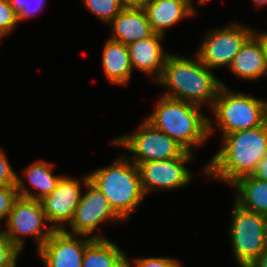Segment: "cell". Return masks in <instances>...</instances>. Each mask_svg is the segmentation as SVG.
I'll return each instance as SVG.
<instances>
[{
	"label": "cell",
	"instance_id": "30",
	"mask_svg": "<svg viewBox=\"0 0 267 267\" xmlns=\"http://www.w3.org/2000/svg\"><path fill=\"white\" fill-rule=\"evenodd\" d=\"M254 34L260 39L261 41V47L264 54V63L267 70V32L264 33H256L254 31Z\"/></svg>",
	"mask_w": 267,
	"mask_h": 267
},
{
	"label": "cell",
	"instance_id": "26",
	"mask_svg": "<svg viewBox=\"0 0 267 267\" xmlns=\"http://www.w3.org/2000/svg\"><path fill=\"white\" fill-rule=\"evenodd\" d=\"M18 197L16 186H0V219H7Z\"/></svg>",
	"mask_w": 267,
	"mask_h": 267
},
{
	"label": "cell",
	"instance_id": "12",
	"mask_svg": "<svg viewBox=\"0 0 267 267\" xmlns=\"http://www.w3.org/2000/svg\"><path fill=\"white\" fill-rule=\"evenodd\" d=\"M76 237L66 229L54 230L37 254L46 267H82L86 245L92 239L104 237L97 234L82 240Z\"/></svg>",
	"mask_w": 267,
	"mask_h": 267
},
{
	"label": "cell",
	"instance_id": "14",
	"mask_svg": "<svg viewBox=\"0 0 267 267\" xmlns=\"http://www.w3.org/2000/svg\"><path fill=\"white\" fill-rule=\"evenodd\" d=\"M163 37L164 35L154 33L150 37L127 45L132 70L136 68L150 76L156 74L155 82L161 77L165 60L169 55L160 44Z\"/></svg>",
	"mask_w": 267,
	"mask_h": 267
},
{
	"label": "cell",
	"instance_id": "16",
	"mask_svg": "<svg viewBox=\"0 0 267 267\" xmlns=\"http://www.w3.org/2000/svg\"><path fill=\"white\" fill-rule=\"evenodd\" d=\"M154 33L164 35L165 28L196 14L185 0H146L141 4Z\"/></svg>",
	"mask_w": 267,
	"mask_h": 267
},
{
	"label": "cell",
	"instance_id": "6",
	"mask_svg": "<svg viewBox=\"0 0 267 267\" xmlns=\"http://www.w3.org/2000/svg\"><path fill=\"white\" fill-rule=\"evenodd\" d=\"M233 206L229 235L234 257L240 267H249L267 245V217L236 202Z\"/></svg>",
	"mask_w": 267,
	"mask_h": 267
},
{
	"label": "cell",
	"instance_id": "10",
	"mask_svg": "<svg viewBox=\"0 0 267 267\" xmlns=\"http://www.w3.org/2000/svg\"><path fill=\"white\" fill-rule=\"evenodd\" d=\"M186 151L181 157L142 162L138 165L144 195L156 190L184 187L192 178L185 164L193 159Z\"/></svg>",
	"mask_w": 267,
	"mask_h": 267
},
{
	"label": "cell",
	"instance_id": "33",
	"mask_svg": "<svg viewBox=\"0 0 267 267\" xmlns=\"http://www.w3.org/2000/svg\"><path fill=\"white\" fill-rule=\"evenodd\" d=\"M256 4L257 7H263L267 5V0H252Z\"/></svg>",
	"mask_w": 267,
	"mask_h": 267
},
{
	"label": "cell",
	"instance_id": "8",
	"mask_svg": "<svg viewBox=\"0 0 267 267\" xmlns=\"http://www.w3.org/2000/svg\"><path fill=\"white\" fill-rule=\"evenodd\" d=\"M5 220L7 229L3 232L20 251L24 248L22 236H34L38 251L54 231L51 226L46 225L41 201L35 199L19 196ZM43 226H46L47 230L44 231Z\"/></svg>",
	"mask_w": 267,
	"mask_h": 267
},
{
	"label": "cell",
	"instance_id": "18",
	"mask_svg": "<svg viewBox=\"0 0 267 267\" xmlns=\"http://www.w3.org/2000/svg\"><path fill=\"white\" fill-rule=\"evenodd\" d=\"M102 58L107 79L115 85H127L133 71L127 45L109 38Z\"/></svg>",
	"mask_w": 267,
	"mask_h": 267
},
{
	"label": "cell",
	"instance_id": "24",
	"mask_svg": "<svg viewBox=\"0 0 267 267\" xmlns=\"http://www.w3.org/2000/svg\"><path fill=\"white\" fill-rule=\"evenodd\" d=\"M20 252L2 230L0 232V267H16Z\"/></svg>",
	"mask_w": 267,
	"mask_h": 267
},
{
	"label": "cell",
	"instance_id": "22",
	"mask_svg": "<svg viewBox=\"0 0 267 267\" xmlns=\"http://www.w3.org/2000/svg\"><path fill=\"white\" fill-rule=\"evenodd\" d=\"M90 10L105 23H110L127 5L122 0H82Z\"/></svg>",
	"mask_w": 267,
	"mask_h": 267
},
{
	"label": "cell",
	"instance_id": "5",
	"mask_svg": "<svg viewBox=\"0 0 267 267\" xmlns=\"http://www.w3.org/2000/svg\"><path fill=\"white\" fill-rule=\"evenodd\" d=\"M212 111L223 136L239 130L264 125L267 122V102L222 87L214 101Z\"/></svg>",
	"mask_w": 267,
	"mask_h": 267
},
{
	"label": "cell",
	"instance_id": "7",
	"mask_svg": "<svg viewBox=\"0 0 267 267\" xmlns=\"http://www.w3.org/2000/svg\"><path fill=\"white\" fill-rule=\"evenodd\" d=\"M138 131L120 136L113 140L118 145L132 152L133 163L165 160L181 157L187 150L164 132L145 120Z\"/></svg>",
	"mask_w": 267,
	"mask_h": 267
},
{
	"label": "cell",
	"instance_id": "20",
	"mask_svg": "<svg viewBox=\"0 0 267 267\" xmlns=\"http://www.w3.org/2000/svg\"><path fill=\"white\" fill-rule=\"evenodd\" d=\"M237 190L235 202L242 208L267 217V182L251 175L238 178L231 184Z\"/></svg>",
	"mask_w": 267,
	"mask_h": 267
},
{
	"label": "cell",
	"instance_id": "32",
	"mask_svg": "<svg viewBox=\"0 0 267 267\" xmlns=\"http://www.w3.org/2000/svg\"><path fill=\"white\" fill-rule=\"evenodd\" d=\"M126 5H141L146 0H122Z\"/></svg>",
	"mask_w": 267,
	"mask_h": 267
},
{
	"label": "cell",
	"instance_id": "21",
	"mask_svg": "<svg viewBox=\"0 0 267 267\" xmlns=\"http://www.w3.org/2000/svg\"><path fill=\"white\" fill-rule=\"evenodd\" d=\"M123 251L107 238L92 239L85 248L82 267H128Z\"/></svg>",
	"mask_w": 267,
	"mask_h": 267
},
{
	"label": "cell",
	"instance_id": "1",
	"mask_svg": "<svg viewBox=\"0 0 267 267\" xmlns=\"http://www.w3.org/2000/svg\"><path fill=\"white\" fill-rule=\"evenodd\" d=\"M222 137L223 146L203 171L231 185L238 178L251 175L267 154V122Z\"/></svg>",
	"mask_w": 267,
	"mask_h": 267
},
{
	"label": "cell",
	"instance_id": "2",
	"mask_svg": "<svg viewBox=\"0 0 267 267\" xmlns=\"http://www.w3.org/2000/svg\"><path fill=\"white\" fill-rule=\"evenodd\" d=\"M168 87L163 96L190 102L199 106L208 102L213 107L222 87L220 81L196 55L195 59L169 54L165 60L163 73L156 81Z\"/></svg>",
	"mask_w": 267,
	"mask_h": 267
},
{
	"label": "cell",
	"instance_id": "3",
	"mask_svg": "<svg viewBox=\"0 0 267 267\" xmlns=\"http://www.w3.org/2000/svg\"><path fill=\"white\" fill-rule=\"evenodd\" d=\"M199 105L162 96L147 121L177 141L187 151L202 145L213 131Z\"/></svg>",
	"mask_w": 267,
	"mask_h": 267
},
{
	"label": "cell",
	"instance_id": "11",
	"mask_svg": "<svg viewBox=\"0 0 267 267\" xmlns=\"http://www.w3.org/2000/svg\"><path fill=\"white\" fill-rule=\"evenodd\" d=\"M82 179L89 191L81 196L80 203L70 222L73 231L70 234L74 233L79 237L80 235L88 236L94 232L100 223H106L110 219L114 222L123 221L114 212L104 194L89 181V175H85Z\"/></svg>",
	"mask_w": 267,
	"mask_h": 267
},
{
	"label": "cell",
	"instance_id": "13",
	"mask_svg": "<svg viewBox=\"0 0 267 267\" xmlns=\"http://www.w3.org/2000/svg\"><path fill=\"white\" fill-rule=\"evenodd\" d=\"M80 181L62 177L57 187L41 200L46 221L53 230H64V224L72 221L81 199ZM64 223V224H63Z\"/></svg>",
	"mask_w": 267,
	"mask_h": 267
},
{
	"label": "cell",
	"instance_id": "4",
	"mask_svg": "<svg viewBox=\"0 0 267 267\" xmlns=\"http://www.w3.org/2000/svg\"><path fill=\"white\" fill-rule=\"evenodd\" d=\"M88 175L89 181L104 194L123 221L128 220L145 196L139 168L128 158L120 157L111 166L94 170Z\"/></svg>",
	"mask_w": 267,
	"mask_h": 267
},
{
	"label": "cell",
	"instance_id": "27",
	"mask_svg": "<svg viewBox=\"0 0 267 267\" xmlns=\"http://www.w3.org/2000/svg\"><path fill=\"white\" fill-rule=\"evenodd\" d=\"M134 261L136 267H181L180 262L166 257L136 258ZM130 264V261H128V267H131Z\"/></svg>",
	"mask_w": 267,
	"mask_h": 267
},
{
	"label": "cell",
	"instance_id": "34",
	"mask_svg": "<svg viewBox=\"0 0 267 267\" xmlns=\"http://www.w3.org/2000/svg\"><path fill=\"white\" fill-rule=\"evenodd\" d=\"M187 2V4L195 11V9L192 6L191 0H185Z\"/></svg>",
	"mask_w": 267,
	"mask_h": 267
},
{
	"label": "cell",
	"instance_id": "9",
	"mask_svg": "<svg viewBox=\"0 0 267 267\" xmlns=\"http://www.w3.org/2000/svg\"><path fill=\"white\" fill-rule=\"evenodd\" d=\"M254 31L237 22L210 31L196 55L209 69L228 66Z\"/></svg>",
	"mask_w": 267,
	"mask_h": 267
},
{
	"label": "cell",
	"instance_id": "25",
	"mask_svg": "<svg viewBox=\"0 0 267 267\" xmlns=\"http://www.w3.org/2000/svg\"><path fill=\"white\" fill-rule=\"evenodd\" d=\"M44 1L45 0H10V3L14 11L18 14V20L20 22L23 19L30 18L34 13L37 14L38 11H41L44 6Z\"/></svg>",
	"mask_w": 267,
	"mask_h": 267
},
{
	"label": "cell",
	"instance_id": "15",
	"mask_svg": "<svg viewBox=\"0 0 267 267\" xmlns=\"http://www.w3.org/2000/svg\"><path fill=\"white\" fill-rule=\"evenodd\" d=\"M109 24L114 34L110 39L125 45L154 34L141 5H127Z\"/></svg>",
	"mask_w": 267,
	"mask_h": 267
},
{
	"label": "cell",
	"instance_id": "17",
	"mask_svg": "<svg viewBox=\"0 0 267 267\" xmlns=\"http://www.w3.org/2000/svg\"><path fill=\"white\" fill-rule=\"evenodd\" d=\"M238 78L254 80L267 73L260 39L253 33L243 44L229 67Z\"/></svg>",
	"mask_w": 267,
	"mask_h": 267
},
{
	"label": "cell",
	"instance_id": "31",
	"mask_svg": "<svg viewBox=\"0 0 267 267\" xmlns=\"http://www.w3.org/2000/svg\"><path fill=\"white\" fill-rule=\"evenodd\" d=\"M249 267H267V245L261 255Z\"/></svg>",
	"mask_w": 267,
	"mask_h": 267
},
{
	"label": "cell",
	"instance_id": "29",
	"mask_svg": "<svg viewBox=\"0 0 267 267\" xmlns=\"http://www.w3.org/2000/svg\"><path fill=\"white\" fill-rule=\"evenodd\" d=\"M252 175L267 182V154L259 161L257 168Z\"/></svg>",
	"mask_w": 267,
	"mask_h": 267
},
{
	"label": "cell",
	"instance_id": "28",
	"mask_svg": "<svg viewBox=\"0 0 267 267\" xmlns=\"http://www.w3.org/2000/svg\"><path fill=\"white\" fill-rule=\"evenodd\" d=\"M17 174L13 171L3 150L0 149V186H16Z\"/></svg>",
	"mask_w": 267,
	"mask_h": 267
},
{
	"label": "cell",
	"instance_id": "19",
	"mask_svg": "<svg viewBox=\"0 0 267 267\" xmlns=\"http://www.w3.org/2000/svg\"><path fill=\"white\" fill-rule=\"evenodd\" d=\"M52 164L46 161H36L26 168L24 175L28 178L32 188L38 189V193L33 195L26 189L24 181L17 175L16 188L20 197L41 201L49 195L58 185L63 176L52 175Z\"/></svg>",
	"mask_w": 267,
	"mask_h": 267
},
{
	"label": "cell",
	"instance_id": "23",
	"mask_svg": "<svg viewBox=\"0 0 267 267\" xmlns=\"http://www.w3.org/2000/svg\"><path fill=\"white\" fill-rule=\"evenodd\" d=\"M17 23L18 14L12 8L10 0H0V39L8 35Z\"/></svg>",
	"mask_w": 267,
	"mask_h": 267
}]
</instances>
